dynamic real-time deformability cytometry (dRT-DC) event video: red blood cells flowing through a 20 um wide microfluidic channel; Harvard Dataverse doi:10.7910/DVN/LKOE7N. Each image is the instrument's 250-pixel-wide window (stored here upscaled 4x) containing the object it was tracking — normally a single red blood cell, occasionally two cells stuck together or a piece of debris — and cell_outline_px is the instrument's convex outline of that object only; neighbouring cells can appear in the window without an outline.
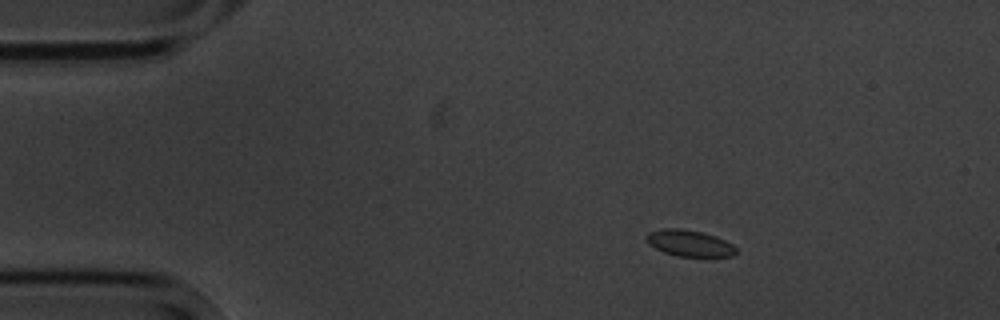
{"species": "common noctule bat (a hibernating species)", "species_latin": "Nyctalus noctula", "temperature_condition": "cold", "stored_images_in_passage": 4, "camera_frame_rate_fps": 3000, "um_per_image_px": 0.085, "animal": {"sex": "male", "body_mass_g": 20.1, "forearm_length_mm": 53.5}, "frame": {"image": 1, "passage_image": 2, "time_ms": 1.333, "image_size_px": [1000, 320], "cell_outline_px": [[736, 252], [732, 256], [676, 256], [664, 252], [648, 244], [644, 236], [648, 232], [660, 228], [680, 228], [704, 232], [716, 236], [732, 244], [736, 248]], "centroid_in_image_um": [58.55, 20.65], "position_along_channel_um": 26.4, "area_um2": 13.87}}